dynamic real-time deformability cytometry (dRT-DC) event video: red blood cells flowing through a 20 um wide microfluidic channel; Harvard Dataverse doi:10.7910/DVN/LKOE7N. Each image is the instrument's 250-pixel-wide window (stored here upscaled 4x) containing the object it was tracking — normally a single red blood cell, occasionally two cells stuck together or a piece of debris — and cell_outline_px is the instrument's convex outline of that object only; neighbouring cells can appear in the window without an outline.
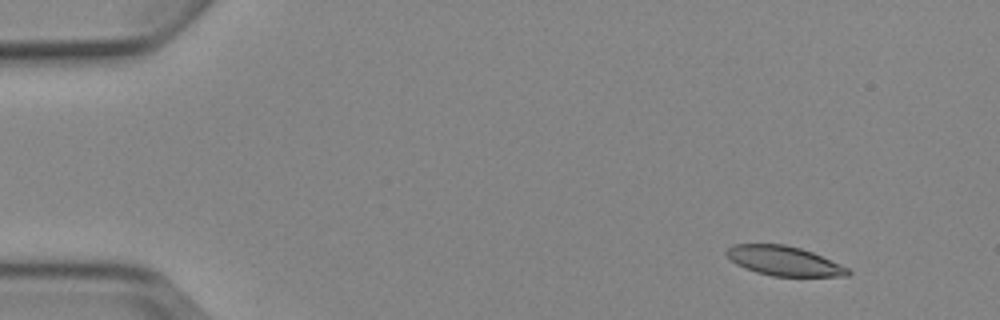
{"species": "Egyptian fruit bat (a non-hibernating species)", "species_latin": "Rousettus aegyptiacus", "temperature_condition": "cold", "stored_images_in_passage": 4, "camera_frame_rate_fps": 3000, "um_per_image_px": 0.085, "animal": {"sex": "female"}, "frame": {"image": 1, "passage_image": 2, "time_ms": 1.333, "image_size_px": [1000, 320], "cell_outline_px": [[852, 272], [848, 276], [772, 276], [756, 272], [744, 268], [736, 264], [724, 252], [732, 244], [784, 244], [800, 248], [812, 252], [840, 264], [848, 268]], "centroid_in_image_um": [66.63, 22.17], "position_along_channel_um": 18.4, "area_um2": 20.81}}